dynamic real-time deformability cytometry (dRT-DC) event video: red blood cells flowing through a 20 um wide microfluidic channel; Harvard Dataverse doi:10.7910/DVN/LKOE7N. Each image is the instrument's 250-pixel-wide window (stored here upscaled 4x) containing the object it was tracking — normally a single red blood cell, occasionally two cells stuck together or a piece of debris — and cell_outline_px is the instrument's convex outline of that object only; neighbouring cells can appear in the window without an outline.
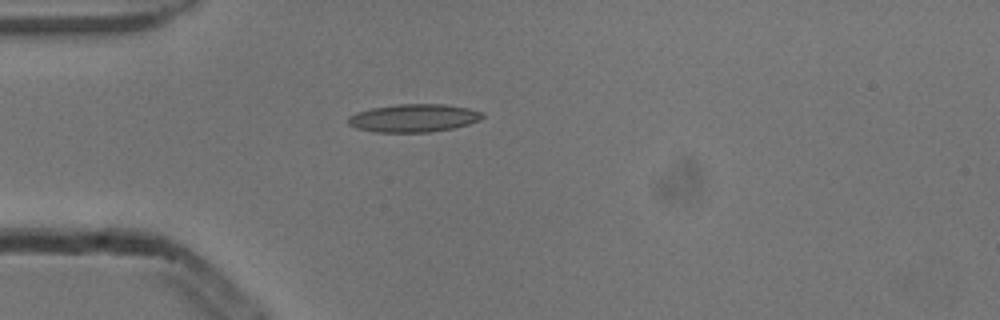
{"species": "common noctule bat (a hibernating species)", "species_latin": "Nyctalus noctula", "temperature_condition": "cold", "stored_images_in_passage": 1, "camera_frame_rate_fps": 3000, "um_per_image_px": 0.085, "animal": {"sex": "male", "body_mass_g": 13.3}, "frame": {"image": 1, "passage_image": 1, "time_ms": 0.0, "image_size_px": [1000, 320], "cell_outline_px": [[484, 116], [480, 120], [468, 124], [452, 128], [428, 132], [376, 132], [356, 128], [348, 124], [348, 116], [356, 112], [372, 108], [396, 104], [444, 104], [468, 108], [484, 112]], "centroid_in_image_um": [35.16, 10.03], "position_along_channel_um": 49.8, "area_um2": 21.91}}